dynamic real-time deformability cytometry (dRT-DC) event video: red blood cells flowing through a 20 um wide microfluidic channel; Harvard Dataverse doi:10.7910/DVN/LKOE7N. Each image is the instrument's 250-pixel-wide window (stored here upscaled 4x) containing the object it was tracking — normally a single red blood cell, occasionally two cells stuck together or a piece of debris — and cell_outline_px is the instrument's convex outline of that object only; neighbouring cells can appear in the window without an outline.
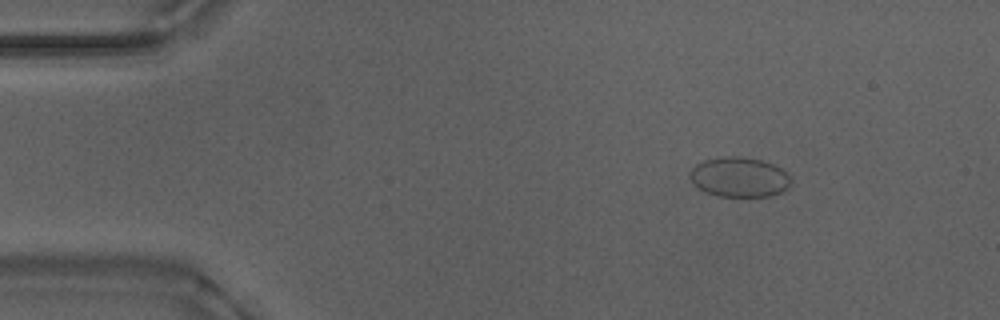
{"species": "Egyptian fruit bat (a non-hibernating species)", "species_latin": "Rousettus aegyptiacus", "temperature_condition": "warm", "stored_images_in_passage": 4, "camera_frame_rate_fps": 3000, "um_per_image_px": 0.085, "animal": {"sex": "male"}, "frame": {"image": 1, "passage_image": 2, "time_ms": 0.333, "image_size_px": [1000, 320], "cell_outline_px": [[788, 188], [780, 192], [768, 196], [720, 196], [708, 192], [700, 188], [688, 176], [688, 172], [696, 164], [704, 160], [724, 156], [740, 156], [760, 160], [772, 164], [780, 168], [788, 176]], "centroid_in_image_um": [62.79, 15.04], "position_along_channel_um": 22.2, "area_um2": 23.0}}